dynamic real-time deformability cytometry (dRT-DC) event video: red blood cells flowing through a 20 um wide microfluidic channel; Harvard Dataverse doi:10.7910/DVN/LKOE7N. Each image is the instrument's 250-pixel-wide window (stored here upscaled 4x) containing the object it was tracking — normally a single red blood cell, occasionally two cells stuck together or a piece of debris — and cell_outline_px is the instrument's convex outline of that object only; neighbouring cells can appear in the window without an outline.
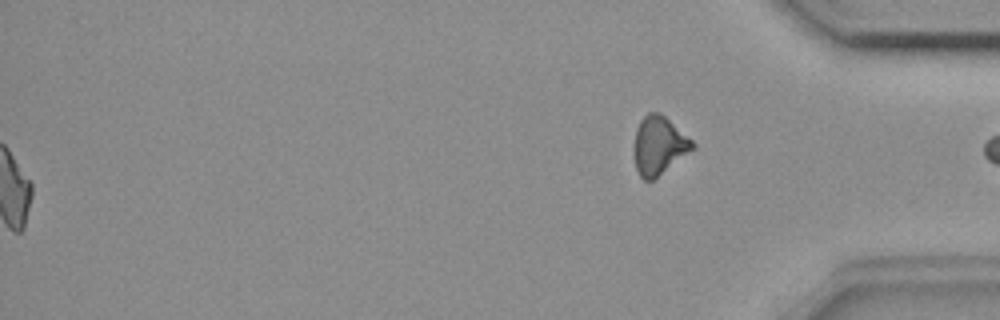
{"species": "common noctule bat (a hibernating species)", "species_latin": "Nyctalus noctula", "temperature_condition": "room temperature", "stored_images_in_passage": 49, "segment_of_instrument_passage": [2, 2], "camera_frame_rate_fps": 3000, "um_per_image_px": 0.085, "animal": {"sex": "female", "body_mass_g": 18.4}, "frame": {"image": 1, "passage_image": 49, "time_ms": 16.0, "image_size_px": [1000, 320], "cell_outline_px": [[696, 148], [652, 180], [644, 180], [640, 176], [636, 168], [632, 152], [632, 148], [636, 128], [640, 120], [648, 112], [660, 112], [692, 140], [696, 144]], "centroid_in_image_um": [55.98, 12.36], "position_along_channel_um": 379.2, "area_um2": 20.06}}